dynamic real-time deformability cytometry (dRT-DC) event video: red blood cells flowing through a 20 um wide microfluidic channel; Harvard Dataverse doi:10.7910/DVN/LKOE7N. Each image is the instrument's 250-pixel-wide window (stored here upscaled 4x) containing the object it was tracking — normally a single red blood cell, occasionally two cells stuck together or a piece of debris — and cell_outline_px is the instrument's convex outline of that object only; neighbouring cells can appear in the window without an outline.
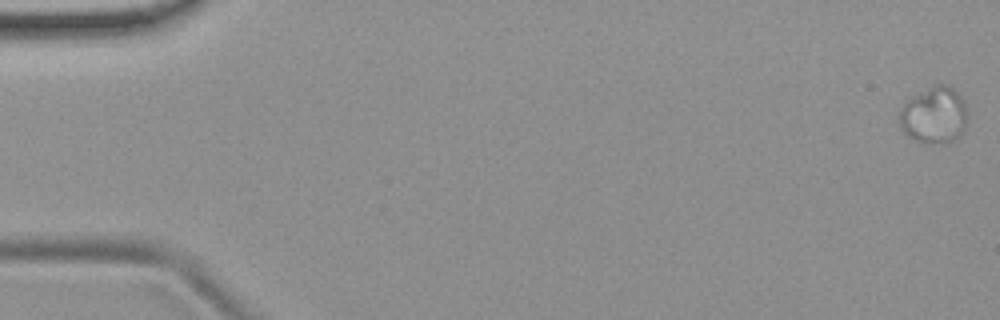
{"species": "common noctule bat (a hibernating species)", "species_latin": "Nyctalus noctula", "temperature_condition": "room temperature", "stored_images_in_passage": 4, "camera_frame_rate_fps": 3000, "um_per_image_px": 0.085, "animal": {"sex": "female", "body_mass_g": 19.9}, "frame": {"image": 1, "passage_image": 4, "time_ms": 1.0, "image_size_px": [1000, 320], "cell_outline_px": [[964, 128], [960, 136], [948, 144], [928, 144], [912, 140], [904, 132], [900, 124], [900, 108], [912, 96], [936, 84], [948, 84], [964, 100]], "centroid_in_image_um": [79.37, 9.83], "position_along_channel_um": 5.6, "area_um2": 22.37}}